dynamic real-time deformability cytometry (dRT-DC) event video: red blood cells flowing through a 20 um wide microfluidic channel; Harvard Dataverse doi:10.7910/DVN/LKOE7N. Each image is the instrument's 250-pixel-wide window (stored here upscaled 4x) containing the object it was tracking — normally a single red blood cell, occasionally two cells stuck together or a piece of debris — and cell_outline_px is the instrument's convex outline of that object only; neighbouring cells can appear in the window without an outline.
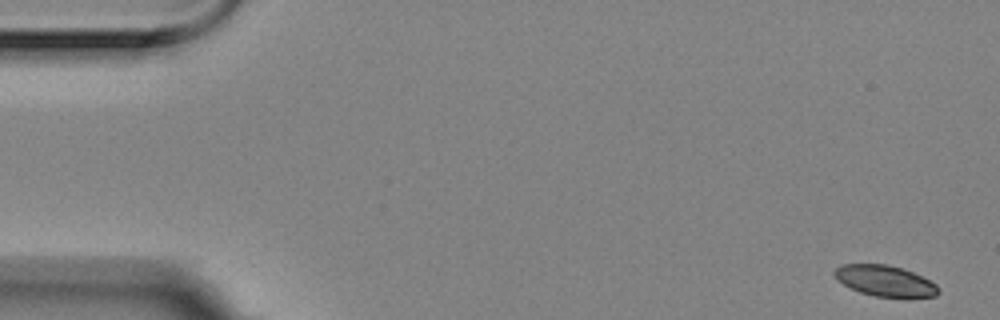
{"species": "Egyptian fruit bat (a non-hibernating species)", "species_latin": "Rousettus aegyptiacus", "temperature_condition": "room temperature", "stored_images_in_passage": 12, "camera_frame_rate_fps": 3000, "um_per_image_px": 0.085, "animal": {"sex": "female"}, "frame": {"image": 1, "passage_image": 1, "time_ms": 0.0, "image_size_px": [1000, 320], "cell_outline_px": [[940, 292], [936, 296], [908, 300], [904, 300], [876, 296], [860, 292], [836, 280], [832, 272], [840, 264], [888, 264], [912, 272], [936, 284], [940, 288]], "centroid_in_image_um": [75.27, 23.92], "position_along_channel_um": 9.7, "area_um2": 19.31}}